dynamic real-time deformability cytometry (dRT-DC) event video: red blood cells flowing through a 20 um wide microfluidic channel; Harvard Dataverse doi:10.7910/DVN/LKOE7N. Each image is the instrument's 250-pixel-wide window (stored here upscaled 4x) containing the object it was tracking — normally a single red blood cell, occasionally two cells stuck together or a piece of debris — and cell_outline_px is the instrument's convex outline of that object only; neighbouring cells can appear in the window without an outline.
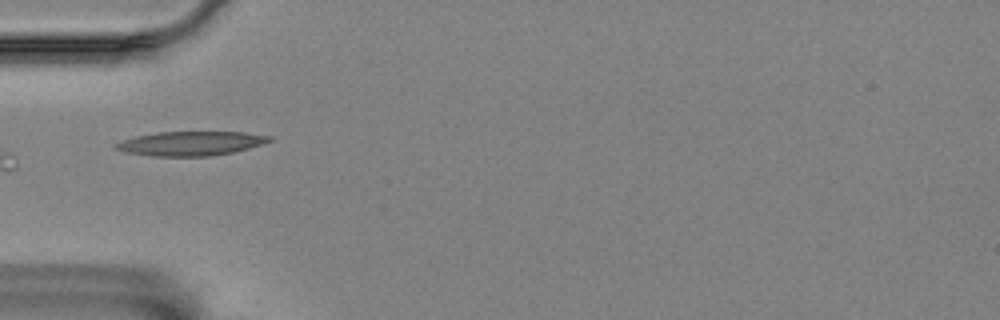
{"species": "Egyptian fruit bat (a non-hibernating species)", "species_latin": "Rousettus aegyptiacus", "temperature_condition": "room temperature", "stored_images_in_passage": 15, "camera_frame_rate_fps": 3000, "um_per_image_px": 0.085, "animal": {"sex": "female"}, "frame": {"image": 1, "passage_image": 6, "time_ms": 1.667, "image_size_px": [1000, 320], "cell_outline_px": [[276, 140], [248, 148], [232, 152], [208, 156], [152, 156], [124, 152], [112, 148], [116, 144], [124, 140], [136, 136], [156, 132], [244, 132], [272, 136]], "centroid_in_image_um": [16.23, 12.19], "position_along_channel_um": 68.8, "area_um2": 21.68}}
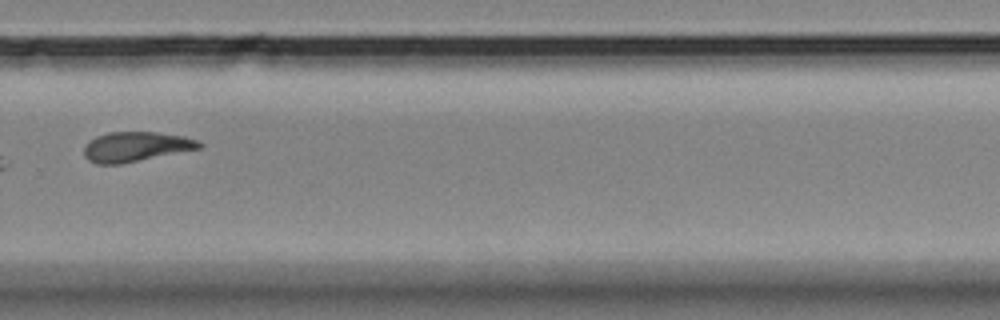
{"frame": {"image": 2, "passage_image": 12, "time_ms": 3.667, "image_size_px": [1000, 320], "cell_outline_px": [[204, 144], [200, 148], [120, 164], [96, 164], [88, 160], [84, 156], [84, 148], [88, 140], [96, 136], [108, 132], [156, 132], [184, 136], [196, 140]], "centroid_in_image_um": [11.5, 12.46], "position_along_channel_um": 318.3, "area_um2": 19.94}}
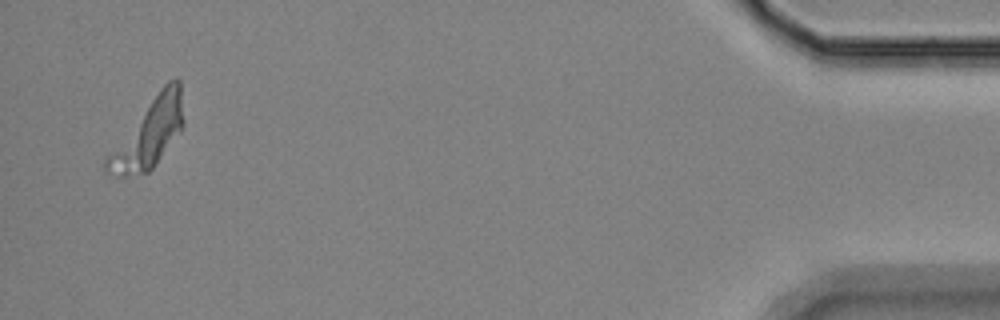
{"frame": {"image": 3, "passage_image": 15, "time_ms": 4.667, "image_size_px": [1000, 320], "cell_outline_px": [[184, 124], [180, 132], [152, 168], [148, 172], [124, 176], [120, 176], [108, 172], [104, 168], [104, 156], [160, 88], [168, 80], [176, 76], [180, 80], [184, 120]], "centroid_in_image_um": [12.63, 11.32], "position_along_channel_um": 422.6, "area_um2": 30.35}}